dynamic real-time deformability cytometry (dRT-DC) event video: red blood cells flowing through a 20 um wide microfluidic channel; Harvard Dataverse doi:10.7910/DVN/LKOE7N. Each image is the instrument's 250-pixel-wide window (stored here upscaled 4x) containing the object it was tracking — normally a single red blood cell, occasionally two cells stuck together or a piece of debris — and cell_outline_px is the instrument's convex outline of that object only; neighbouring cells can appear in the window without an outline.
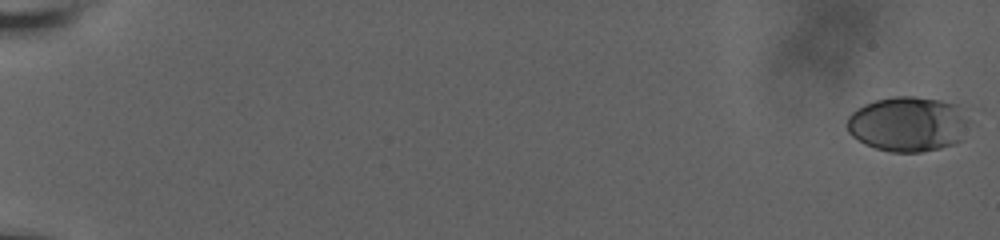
{"species": "human", "species_latin": "Homo sapiens", "temperature_condition": "room temperature", "stored_images_in_passage": 29, "camera_frame_rate_fps": 3000, "um_per_image_px": 0.085, "donor": {"sex": "male"}, "frame": {"image": 1, "passage_image": 1, "time_ms": 0.0, "image_size_px": [1000, 240], "cell_outline_px": [[972, 120], [964, 140], [940, 148], [920, 152], [888, 152], [864, 144], [852, 136], [848, 132], [848, 116], [852, 112], [864, 104], [876, 100], [892, 96], [912, 96], [940, 100], [956, 104]], "centroid_in_image_um": [77.23, 10.55], "position_along_channel_um": 7.8, "area_um2": 39.71}}
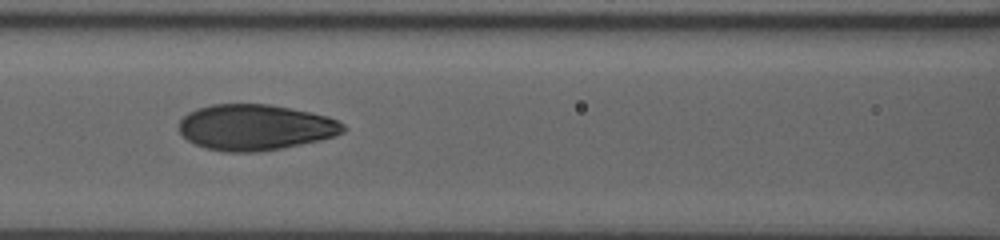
{"frame": {"image": 2, "passage_image": 21, "time_ms": 10.0, "image_size_px": [1000, 240], "cell_outline_px": [[348, 128], [344, 132], [336, 136], [320, 140], [280, 148], [256, 152], [224, 152], [204, 148], [188, 140], [180, 132], [180, 120], [188, 112], [196, 108], [212, 104], [268, 104], [328, 116], [344, 124]], "centroid_in_image_um": [21.7, 10.82], "position_along_channel_um": 144.9, "area_um2": 43.81}}
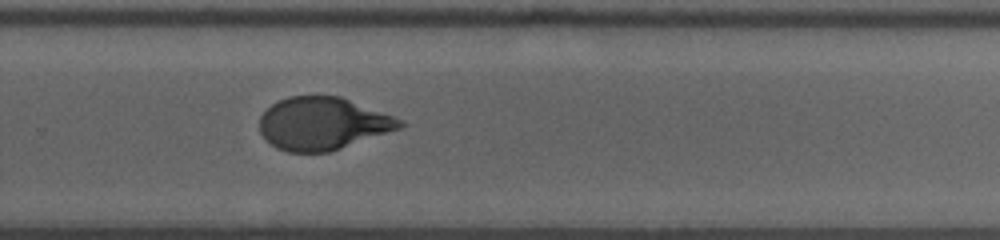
{"frame": {"image": 3, "passage_image": 29, "time_ms": 14.333, "image_size_px": [1000, 240], "cell_outline_px": [[408, 124], [400, 128], [328, 152], [288, 152], [276, 148], [260, 132], [260, 116], [272, 104], [288, 96], [340, 96], [404, 120]], "centroid_in_image_um": [27.44, 10.5], "position_along_channel_um": 302.4, "area_um2": 42.6}}